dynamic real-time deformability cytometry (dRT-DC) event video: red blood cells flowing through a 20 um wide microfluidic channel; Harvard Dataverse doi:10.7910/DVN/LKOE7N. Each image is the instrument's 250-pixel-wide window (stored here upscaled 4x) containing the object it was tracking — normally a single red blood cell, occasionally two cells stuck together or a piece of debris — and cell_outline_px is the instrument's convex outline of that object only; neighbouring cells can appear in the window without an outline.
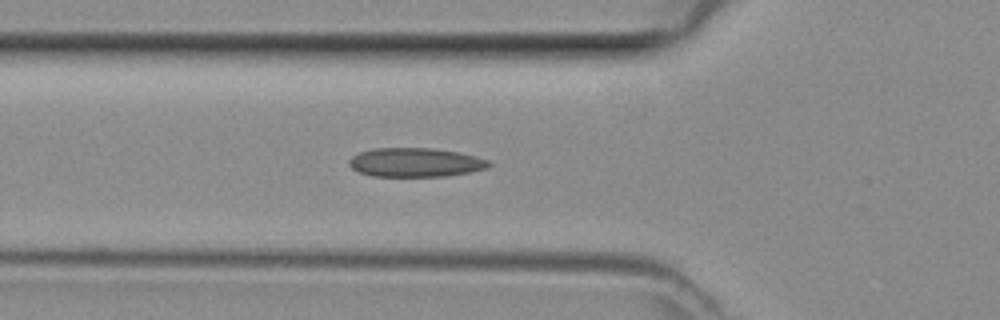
{"species": "common noctule bat (a hibernating species)", "species_latin": "Nyctalus noctula", "temperature_condition": "room temperature", "stored_images_in_passage": 33, "camera_frame_rate_fps": 3000, "um_per_image_px": 0.085, "animal": {"sex": "female", "body_mass_g": 29.2, "forearm_length_mm": 56.3}, "frame": {"image": 1, "passage_image": 2, "time_ms": 0.333, "image_size_px": [1000, 320], "cell_outline_px": [[492, 164], [488, 168], [468, 172], [444, 176], [372, 176], [360, 172], [352, 168], [348, 164], [348, 160], [352, 156], [360, 152], [372, 148], [432, 148], [456, 152], [476, 156], [488, 160]], "centroid_in_image_um": [35.29, 13.8], "position_along_channel_um": 90.5, "area_um2": 23.52}}
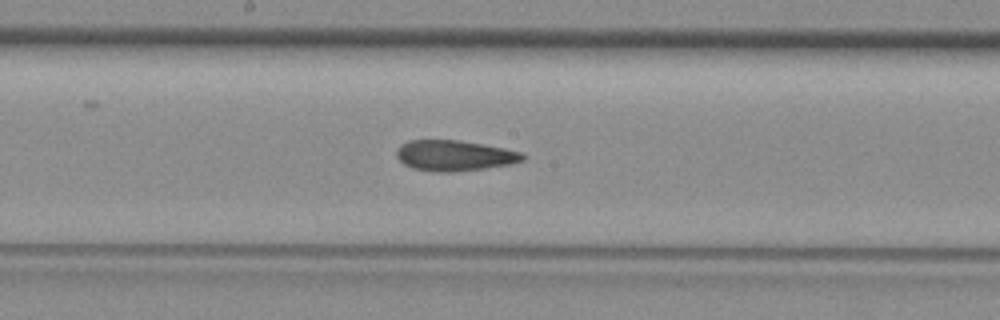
{"frame": {"image": 2, "passage_image": 10, "time_ms": 3.0, "image_size_px": [1000, 320], "cell_outline_px": [[528, 156], [524, 160], [508, 164], [484, 168], [452, 172], [432, 172], [412, 168], [404, 164], [396, 156], [396, 152], [400, 144], [408, 140], [456, 140], [504, 148], [524, 152]], "centroid_in_image_um": [38.62, 13.22], "position_along_channel_um": 209.6, "area_um2": 22.54}}
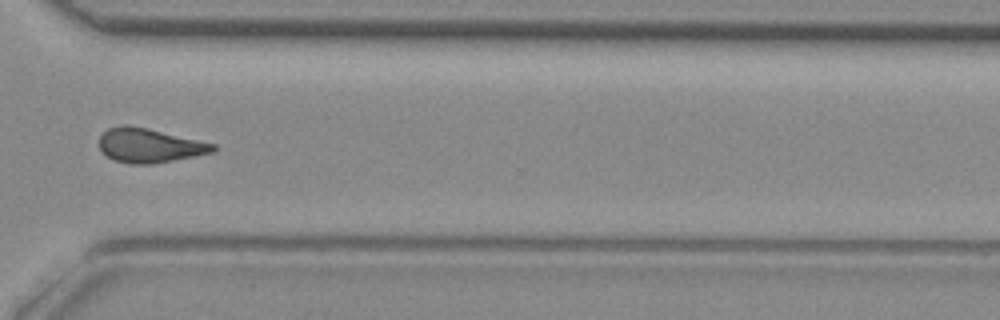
{"frame": {"image": 3, "passage_image": 20, "time_ms": 6.333, "image_size_px": [1000, 320], "cell_outline_px": [[220, 148], [216, 152], [152, 164], [132, 164], [112, 160], [100, 148], [100, 136], [108, 128], [124, 124], [128, 124], [148, 128], [216, 144]], "centroid_in_image_um": [12.75, 12.36], "position_along_channel_um": 357.9, "area_um2": 22.83}}